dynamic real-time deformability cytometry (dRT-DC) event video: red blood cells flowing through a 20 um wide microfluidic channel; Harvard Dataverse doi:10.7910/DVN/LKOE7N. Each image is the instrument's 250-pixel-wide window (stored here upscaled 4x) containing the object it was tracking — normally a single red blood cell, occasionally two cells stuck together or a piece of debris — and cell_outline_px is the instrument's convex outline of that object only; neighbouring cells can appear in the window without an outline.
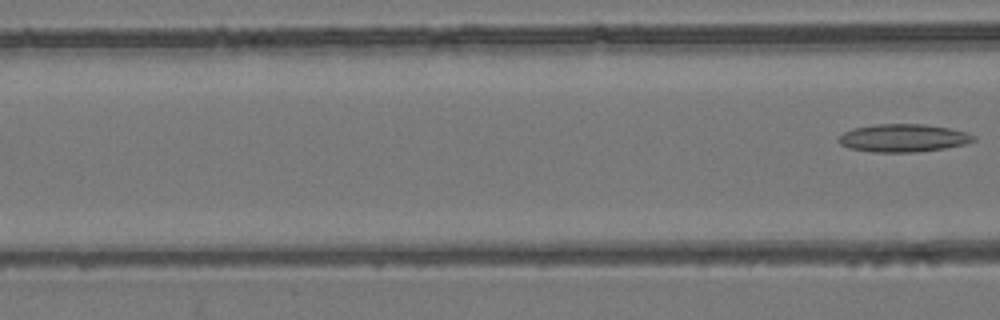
{"species": "common noctule bat (a hibernating species)", "species_latin": "Nyctalus noctula", "temperature_condition": "room temperature", "stored_images_in_passage": 5, "segment_of_instrument_passage": [2, 2], "camera_frame_rate_fps": 3000, "um_per_image_px": 0.085, "animal": {"sex": "female", "body_mass_g": 24.6, "forearm_length_mm": 56.2}, "frame": {"image": 1, "passage_image": 5, "time_ms": 5.333, "image_size_px": [1000, 320], "cell_outline_px": [[976, 140], [964, 144], [944, 148], [916, 152], [872, 152], [848, 148], [840, 144], [836, 140], [836, 136], [852, 128], [876, 124], [924, 124], [952, 128], [976, 136]], "centroid_in_image_um": [76.72, 11.73], "position_along_channel_um": 89.9, "area_um2": 22.14}}